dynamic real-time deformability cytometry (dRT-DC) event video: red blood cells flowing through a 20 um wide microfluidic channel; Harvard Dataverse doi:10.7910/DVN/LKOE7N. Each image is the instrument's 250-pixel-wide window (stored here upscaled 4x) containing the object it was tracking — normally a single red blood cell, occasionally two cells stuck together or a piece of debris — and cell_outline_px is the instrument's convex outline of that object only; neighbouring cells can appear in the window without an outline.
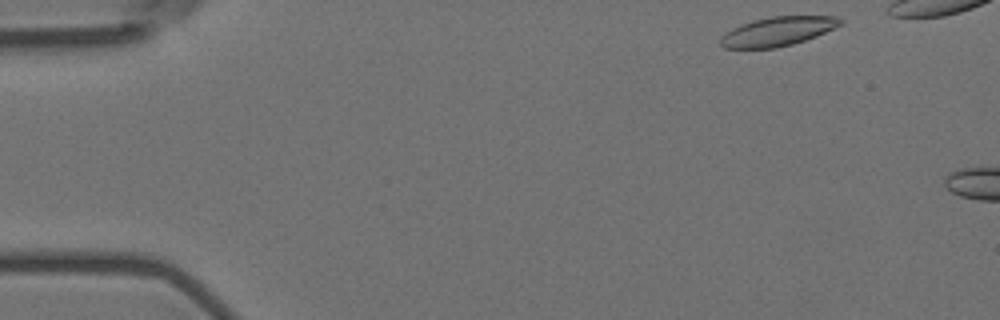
{"species": "Egyptian fruit bat (a non-hibernating species)", "species_latin": "Rousettus aegyptiacus", "temperature_condition": "room temperature", "stored_images_in_passage": 6, "camera_frame_rate_fps": 3000, "um_per_image_px": 0.085, "animal": {"sex": "female"}, "frame": {"image": 1, "passage_image": 2, "time_ms": 0.333, "image_size_px": [1000, 320], "cell_outline_px": [[844, 20], [840, 24], [816, 36], [792, 44], [776, 48], [724, 48], [720, 44], [720, 36], [732, 28], [740, 24], [752, 20], [772, 16], [836, 16]], "centroid_in_image_um": [66.05, 2.66], "position_along_channel_um": 18.9, "area_um2": 20.23}}